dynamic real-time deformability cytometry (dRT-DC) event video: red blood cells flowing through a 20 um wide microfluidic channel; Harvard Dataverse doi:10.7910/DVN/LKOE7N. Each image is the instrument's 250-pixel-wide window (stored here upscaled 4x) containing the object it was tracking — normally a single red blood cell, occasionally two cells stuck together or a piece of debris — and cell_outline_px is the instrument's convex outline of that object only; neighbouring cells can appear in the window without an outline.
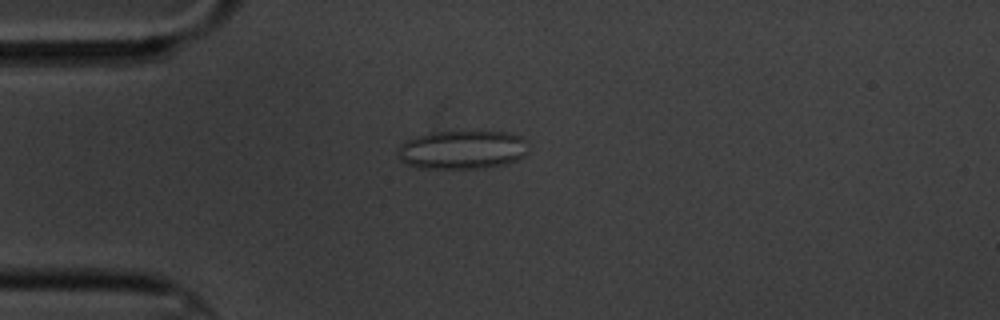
{"species": "common noctule bat (a hibernating species)", "species_latin": "Nyctalus noctula", "temperature_condition": "cold", "stored_images_in_passage": 8, "camera_frame_rate_fps": 3000, "um_per_image_px": 0.085, "animal": {"sex": "male", "body_mass_g": 20.1, "forearm_length_mm": 53.5}, "frame": {"image": 1, "passage_image": 4, "time_ms": 3.667, "image_size_px": [1000, 320], "cell_outline_px": [[528, 152], [524, 156], [516, 160], [504, 164], [484, 168], [416, 168], [404, 164], [400, 160], [396, 152], [400, 144], [404, 140], [416, 136], [432, 132], [508, 132], [520, 136], [528, 140]], "centroid_in_image_um": [39.27, 12.73], "position_along_channel_um": 45.7, "area_um2": 29.82}}
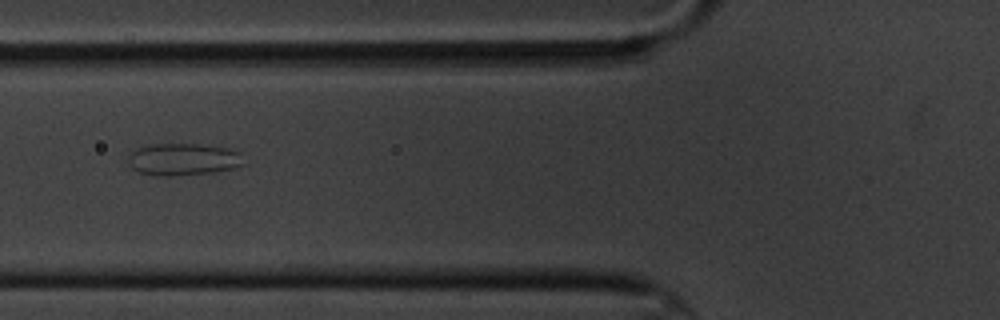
{"frame": {"image": 2, "passage_image": 6, "time_ms": 6.0, "image_size_px": [1000, 320], "cell_outline_px": [[248, 164], [236, 168], [212, 172], [172, 176], [152, 176], [140, 172], [132, 168], [128, 164], [128, 156], [136, 148], [148, 144], [208, 144], [228, 148], [240, 152]], "centroid_in_image_um": [15.62, 13.54], "position_along_channel_um": 110.2, "area_um2": 22.2}}
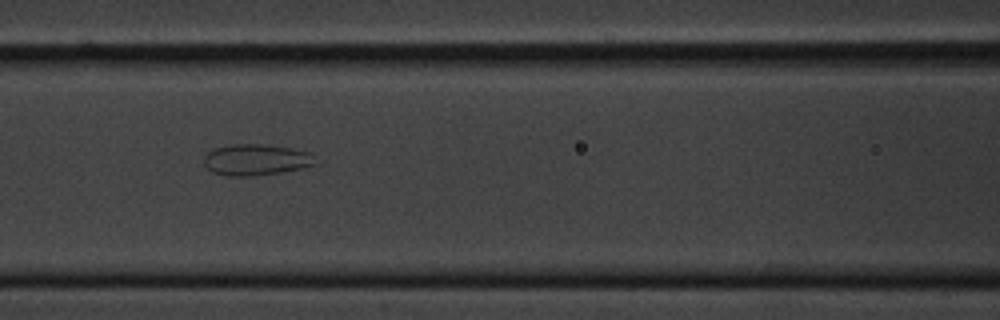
{"frame": {"image": 3, "passage_image": 7, "time_ms": 7.0, "image_size_px": [1000, 320], "cell_outline_px": [[316, 164], [300, 168], [280, 172], [256, 176], [224, 176], [212, 172], [204, 164], [204, 156], [212, 148], [228, 144], [264, 144], [292, 148], [308, 152]], "centroid_in_image_um": [21.68, 13.57], "position_along_channel_um": 144.9, "area_um2": 20.29}}